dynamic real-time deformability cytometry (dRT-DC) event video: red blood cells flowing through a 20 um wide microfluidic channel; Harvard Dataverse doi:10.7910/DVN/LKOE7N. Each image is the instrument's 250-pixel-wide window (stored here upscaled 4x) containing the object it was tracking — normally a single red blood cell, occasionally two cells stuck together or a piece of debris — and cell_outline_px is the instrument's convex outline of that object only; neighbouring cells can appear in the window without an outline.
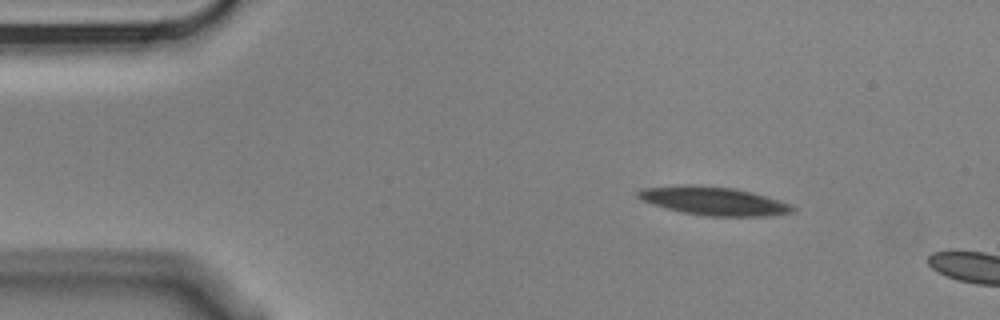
{"species": "Egyptian fruit bat (a non-hibernating species)", "species_latin": "Rousettus aegyptiacus", "temperature_condition": "cold", "stored_images_in_passage": 3, "camera_frame_rate_fps": 3000, "um_per_image_px": 0.085, "animal": {"sex": "male"}, "frame": {"image": 1, "passage_image": 2, "time_ms": 0.333, "image_size_px": [1000, 320], "cell_outline_px": [[796, 208], [792, 212], [768, 216], [708, 216], [684, 212], [668, 208], [640, 200], [636, 196], [636, 192], [640, 188], [684, 184], [692, 184], [736, 188], [752, 192], [792, 204]], "centroid_in_image_um": [60.65, 17.06], "position_along_channel_um": 24.4, "area_um2": 25.66}}